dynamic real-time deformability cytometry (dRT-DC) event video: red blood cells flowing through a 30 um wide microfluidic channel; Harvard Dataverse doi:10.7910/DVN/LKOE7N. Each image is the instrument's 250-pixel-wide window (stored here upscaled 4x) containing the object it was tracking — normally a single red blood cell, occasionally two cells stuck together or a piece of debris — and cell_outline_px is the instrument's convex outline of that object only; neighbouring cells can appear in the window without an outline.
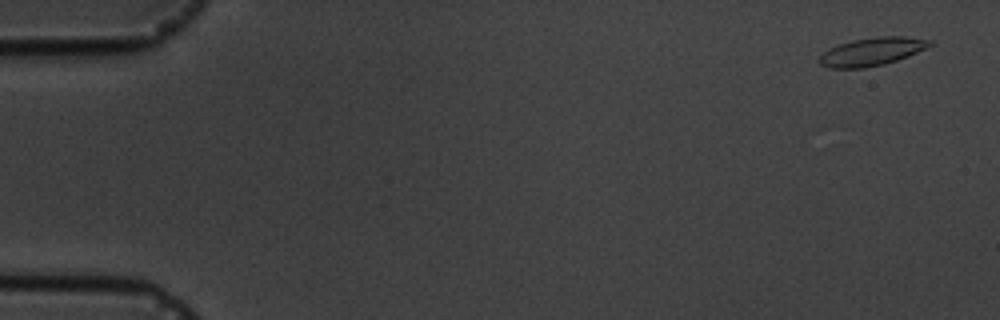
{"species": "common noctule bat (a hibernating species)", "species_latin": "Nyctalus noctula", "temperature_condition": "cold", "stored_images_in_passage": 5, "camera_frame_rate_fps": 3000, "um_per_image_px": 0.085, "animal": {"sex": "male", "body_mass_g": 19.5, "forearm_length_mm": 54.6}, "frame": {"image": 1, "passage_image": 1, "time_ms": 0.0, "image_size_px": [1000, 320], "cell_outline_px": [[932, 44], [908, 56], [884, 64], [864, 68], [828, 68], [820, 64], [820, 56], [828, 48], [852, 40], [880, 36], [904, 36], [932, 40]], "centroid_in_image_um": [74.09, 4.38], "position_along_channel_um": 10.9, "area_um2": 17.86}}
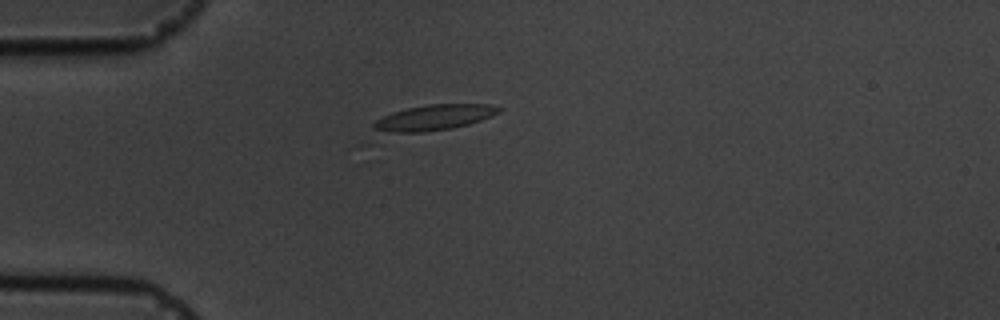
{"frame": {"image": 2, "passage_image": 5, "time_ms": 4.333, "image_size_px": [1000, 320], "cell_outline_px": [[500, 112], [480, 120], [468, 124], [452, 128], [424, 132], [372, 132], [372, 124], [376, 120], [392, 112], [408, 108], [428, 104], [488, 104], [500, 108]], "centroid_in_image_um": [36.82, 10.0], "position_along_channel_um": 48.2, "area_um2": 18.55}}